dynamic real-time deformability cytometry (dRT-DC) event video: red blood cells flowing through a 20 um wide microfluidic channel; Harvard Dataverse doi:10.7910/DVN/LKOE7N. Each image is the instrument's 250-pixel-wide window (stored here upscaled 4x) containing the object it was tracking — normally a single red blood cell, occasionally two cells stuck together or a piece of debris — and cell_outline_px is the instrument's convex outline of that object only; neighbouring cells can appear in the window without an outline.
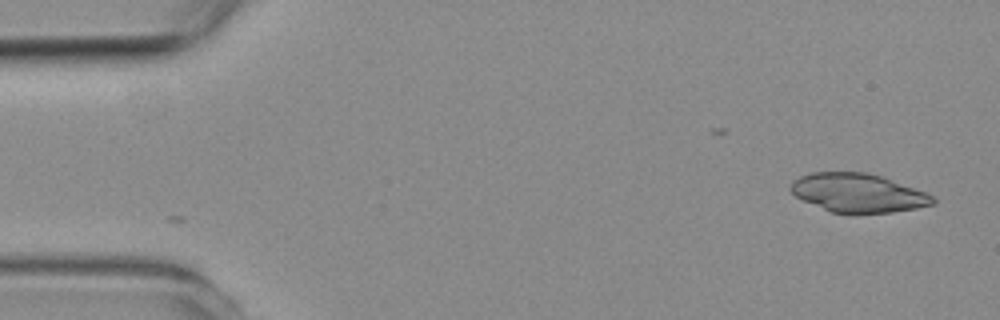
{"species": "common noctule bat (a hibernating species)", "species_latin": "Nyctalus noctula", "temperature_condition": "room temperature", "stored_images_in_passage": 4, "camera_frame_rate_fps": 3000, "um_per_image_px": 0.085, "animal": {"sex": "female", "body_mass_g": 19.3, "forearm_length_mm": 54.1}, "frame": {"image": 1, "passage_image": 1, "time_ms": 0.0, "image_size_px": [1000, 320], "cell_outline_px": [[936, 204], [916, 208], [892, 212], [832, 212], [804, 200], [796, 196], [788, 188], [792, 180], [800, 176], [812, 172], [864, 172], [880, 176], [936, 196]], "centroid_in_image_um": [72.93, 16.38], "position_along_channel_um": 12.1, "area_um2": 31.62}}